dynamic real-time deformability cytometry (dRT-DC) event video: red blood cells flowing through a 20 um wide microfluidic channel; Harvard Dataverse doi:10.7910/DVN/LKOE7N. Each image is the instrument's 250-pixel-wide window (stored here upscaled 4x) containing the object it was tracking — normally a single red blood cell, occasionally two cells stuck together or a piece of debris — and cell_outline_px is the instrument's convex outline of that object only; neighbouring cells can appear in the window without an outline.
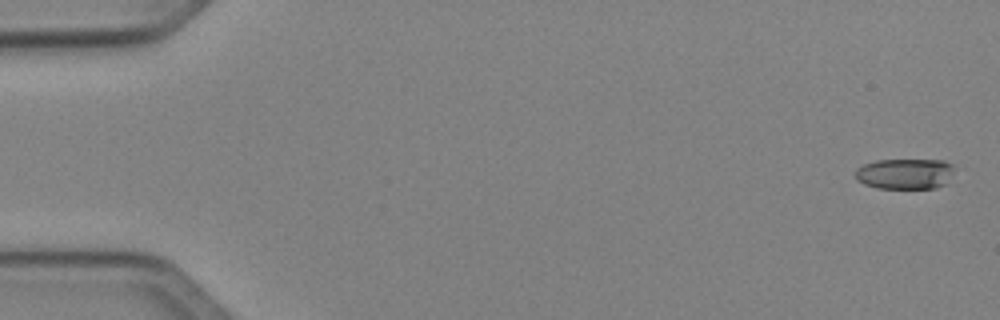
{"species": "Egyptian fruit bat (a non-hibernating species)", "species_latin": "Rousettus aegyptiacus", "temperature_condition": "cold", "stored_images_in_passage": 4, "camera_frame_rate_fps": 3000, "um_per_image_px": 0.085, "animal": {"sex": "female"}, "frame": {"image": 1, "passage_image": 1, "time_ms": 0.0, "image_size_px": [1000, 320], "cell_outline_px": [[952, 172], [944, 184], [936, 188], [876, 188], [864, 184], [856, 180], [856, 168], [864, 164], [876, 160], [944, 160], [952, 164]], "centroid_in_image_um": [76.88, 14.77], "position_along_channel_um": 8.1, "area_um2": 17.57}}
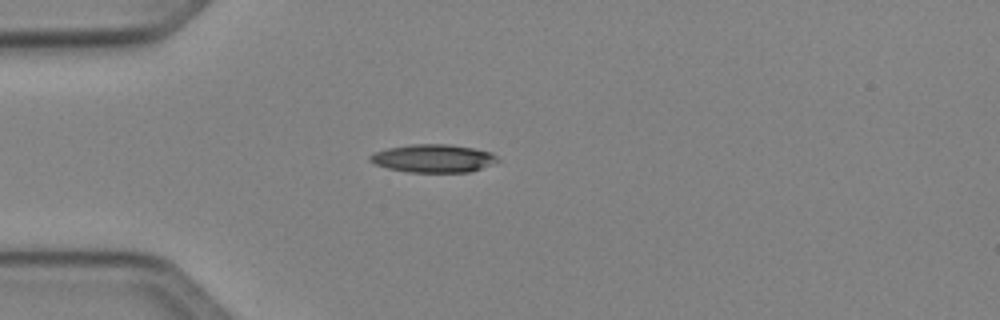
{"frame": {"image": 2, "passage_image": 4, "time_ms": 4.333, "image_size_px": [1000, 320], "cell_outline_px": [[500, 160], [480, 168], [468, 172], [408, 172], [388, 168], [376, 164], [368, 160], [368, 156], [376, 152], [388, 148], [412, 144], [448, 144], [472, 148], [492, 152]], "centroid_in_image_um": [36.81, 13.46], "position_along_channel_um": 48.2, "area_um2": 20.63}}